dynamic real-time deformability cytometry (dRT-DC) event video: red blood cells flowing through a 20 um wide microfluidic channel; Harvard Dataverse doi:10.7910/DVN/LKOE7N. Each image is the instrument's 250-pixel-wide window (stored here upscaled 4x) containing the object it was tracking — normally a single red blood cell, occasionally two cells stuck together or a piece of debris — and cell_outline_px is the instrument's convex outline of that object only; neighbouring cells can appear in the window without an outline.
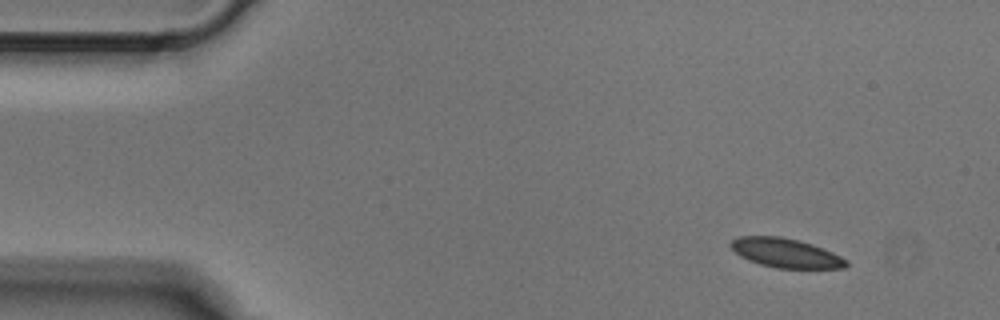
{"species": "Egyptian fruit bat (a non-hibernating species)", "species_latin": "Rousettus aegyptiacus", "temperature_condition": "cold", "stored_images_in_passage": 4, "camera_frame_rate_fps": 3000, "um_per_image_px": 0.085, "animal": {"sex": "male"}, "frame": {"image": 1, "passage_image": 1, "time_ms": 0.0, "image_size_px": [1000, 320], "cell_outline_px": [[848, 264], [844, 268], [776, 268], [760, 264], [748, 260], [740, 256], [728, 244], [732, 240], [740, 236], [780, 236], [812, 244], [832, 252], [848, 260]], "centroid_in_image_um": [66.77, 21.5], "position_along_channel_um": 18.2, "area_um2": 19.54}}
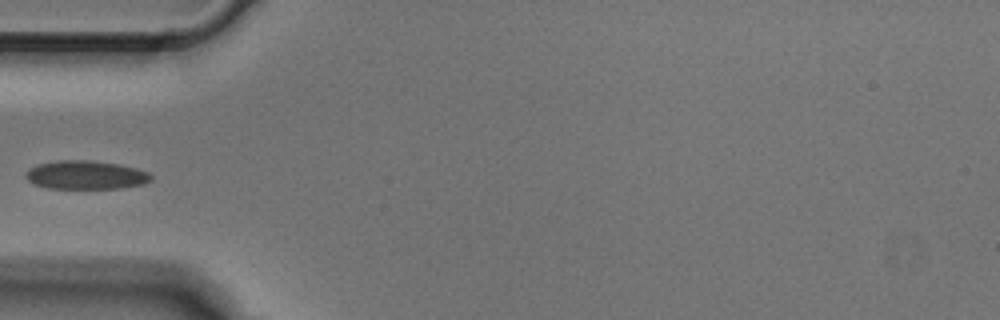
{"frame": {"image": 2, "passage_image": 4, "time_ms": 1.0, "image_size_px": [1000, 320], "cell_outline_px": [[152, 180], [144, 184], [120, 188], [48, 188], [32, 184], [24, 176], [28, 168], [36, 164], [60, 160], [88, 160], [120, 164], [136, 168], [148, 172], [152, 176]], "centroid_in_image_um": [7.27, 14.87], "position_along_channel_um": 77.7, "area_um2": 21.04}}